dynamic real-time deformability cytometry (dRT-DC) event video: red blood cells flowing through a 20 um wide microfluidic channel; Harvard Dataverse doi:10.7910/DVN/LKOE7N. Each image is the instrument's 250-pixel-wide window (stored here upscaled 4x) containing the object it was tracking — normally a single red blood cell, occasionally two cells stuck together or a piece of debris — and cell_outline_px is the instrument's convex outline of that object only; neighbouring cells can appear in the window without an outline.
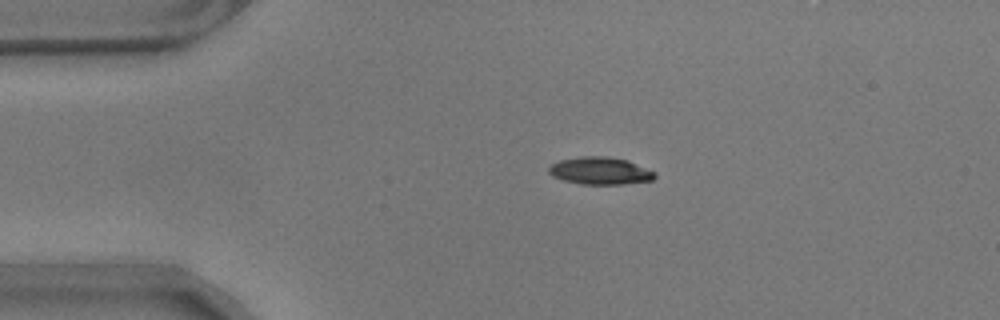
{"species": "common noctule bat (a hibernating species)", "species_latin": "Nyctalus noctula", "temperature_condition": "warm", "stored_images_in_passage": 46, "camera_frame_rate_fps": 3000, "um_per_image_px": 0.085, "animal": {"sex": "male", "body_mass_g": 17.9}, "frame": {"image": 1, "passage_image": 1, "time_ms": 0.0, "image_size_px": [1000, 320], "cell_outline_px": [[656, 176], [652, 180], [624, 184], [580, 184], [564, 180], [552, 176], [548, 172], [548, 168], [552, 164], [560, 160], [580, 156], [608, 156], [628, 160], [656, 172]], "centroid_in_image_um": [51.02, 14.51], "position_along_channel_um": 34.0, "area_um2": 16.99}}
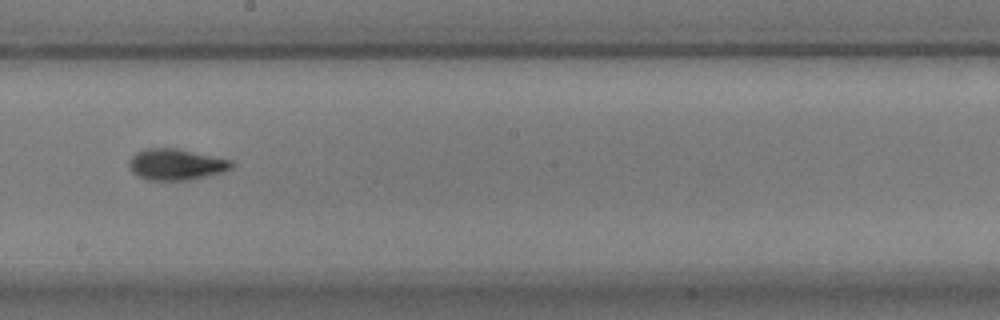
{"frame": {"image": 2, "passage_image": 21, "time_ms": 6.667, "image_size_px": [1000, 320], "cell_outline_px": [[232, 168], [224, 172], [184, 180], [148, 180], [136, 176], [128, 168], [128, 160], [136, 152], [148, 148], [176, 148], [232, 160]], "centroid_in_image_um": [14.91, 13.97], "position_along_channel_um": 233.3, "area_um2": 18.61}}
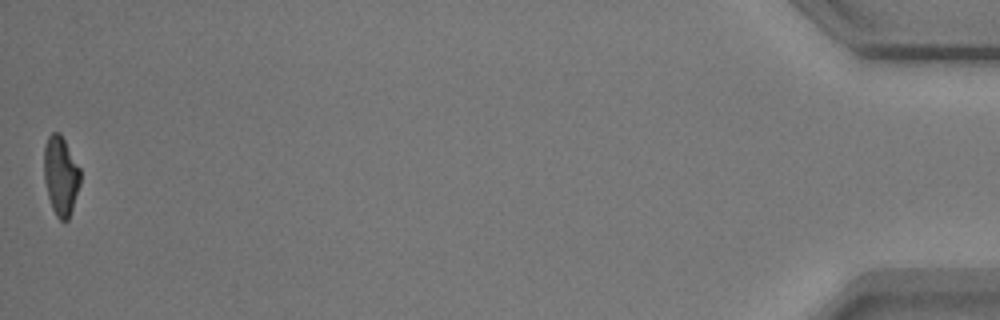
{"frame": {"image": 3, "passage_image": 46, "time_ms": 15.0, "image_size_px": [1000, 320], "cell_outline_px": [[80, 184], [68, 220], [60, 220], [56, 216], [52, 208], [48, 196], [44, 180], [44, 144], [48, 136], [52, 132], [60, 132], [80, 168]], "centroid_in_image_um": [5.15, 14.91], "position_along_channel_um": 430.0, "area_um2": 16.7}, "authors_computed_cell_mechanics": {"area_um2": 17.7446, "velocity_mm_per_s": 3.541, "shape_relaxation_time_tau1_ms": 4.602, "shape_relaxation_time_tau2_ms": 1.7969, "deformation_change_tau1": 0.164, "deformation_change_tau2": 0.0828}}